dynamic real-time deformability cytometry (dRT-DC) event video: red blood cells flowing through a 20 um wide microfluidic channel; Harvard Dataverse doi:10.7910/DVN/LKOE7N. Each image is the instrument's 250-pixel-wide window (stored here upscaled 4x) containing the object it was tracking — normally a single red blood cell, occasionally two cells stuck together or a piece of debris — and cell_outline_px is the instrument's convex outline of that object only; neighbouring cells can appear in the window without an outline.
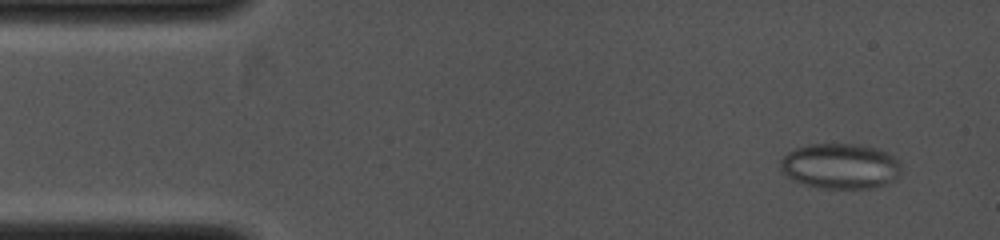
{"species": "common noctule bat (a hibernating species)", "species_latin": "Nyctalus noctula", "temperature_condition": "cold", "stored_images_in_passage": 41, "camera_frame_rate_fps": 4000, "um_per_image_px": 0.085, "animal": {"sex": "female", "body_mass_g": 19.0, "forearm_length_mm": 53.3}, "frame": {"image": 1, "passage_image": 1, "time_ms": 0.0, "image_size_px": [1000, 240], "cell_outline_px": [[900, 172], [896, 180], [872, 188], [820, 188], [804, 184], [792, 180], [780, 172], [780, 160], [788, 152], [796, 148], [808, 144], [856, 144], [876, 148], [888, 152], [900, 160]], "centroid_in_image_um": [71.42, 14.12], "position_along_channel_um": 13.6, "area_um2": 32.25}}
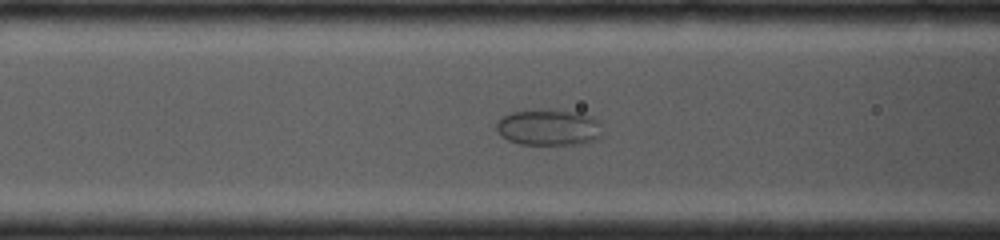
{"frame": {"image": 2, "passage_image": 15, "time_ms": 3.5, "image_size_px": [1000, 240], "cell_outline_px": [[600, 136], [596, 140], [572, 144], [520, 144], [508, 140], [496, 128], [496, 124], [500, 116], [512, 112], [544, 108], [580, 112], [592, 116], [600, 120]], "centroid_in_image_um": [46.65, 10.79], "position_along_channel_um": 120.0, "area_um2": 22.54}}
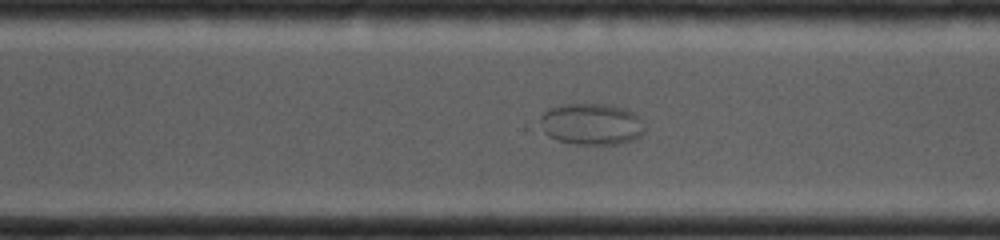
{"frame": {"image": 3, "passage_image": 29, "time_ms": 7.0, "image_size_px": [1000, 240], "cell_outline_px": [[644, 132], [640, 136], [632, 140], [620, 144], [576, 144], [556, 140], [528, 128], [524, 124], [524, 120], [548, 108], [564, 104], [608, 104], [628, 108], [640, 116], [644, 128]], "centroid_in_image_um": [49.96, 10.53], "position_along_channel_um": 320.6, "area_um2": 27.57}}